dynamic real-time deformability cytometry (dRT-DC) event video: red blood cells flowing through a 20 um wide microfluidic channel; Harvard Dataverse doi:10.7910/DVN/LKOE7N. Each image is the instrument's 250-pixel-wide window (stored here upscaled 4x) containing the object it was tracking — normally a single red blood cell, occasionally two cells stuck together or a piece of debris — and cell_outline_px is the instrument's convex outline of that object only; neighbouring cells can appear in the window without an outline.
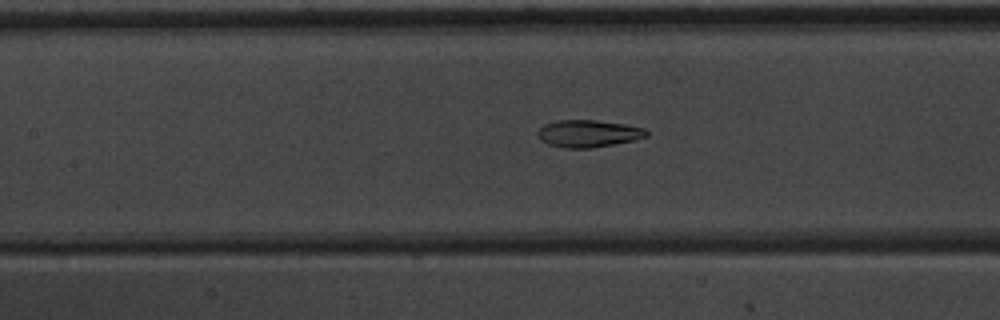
{"species": "common noctule bat (a hibernating species)", "species_latin": "Nyctalus noctula", "temperature_condition": "warm", "stored_images_in_passage": 42, "camera_frame_rate_fps": 3000, "um_per_image_px": 0.085, "animal": {"sex": "male", "body_mass_g": 20.1, "forearm_length_mm": 53.5}, "frame": {"image": 1, "passage_image": 14, "time_ms": 4.333, "image_size_px": [1000, 320], "cell_outline_px": [[648, 136], [632, 140], [592, 148], [564, 148], [548, 144], [540, 140], [536, 136], [536, 132], [544, 124], [556, 120], [596, 120], [624, 124], [644, 128], [648, 132]], "centroid_in_image_um": [49.95, 11.35], "position_along_channel_um": 157.5, "area_um2": 17.28}}
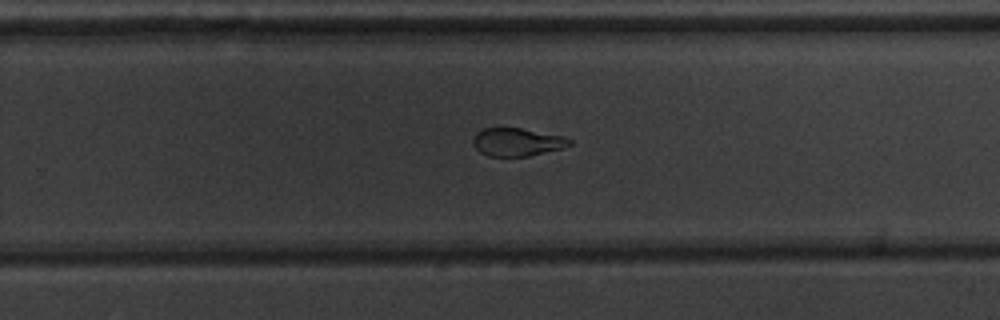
{"frame": {"image": 2, "passage_image": 24, "time_ms": 7.667, "image_size_px": [1000, 320], "cell_outline_px": [[572, 144], [564, 148], [528, 156], [488, 156], [480, 152], [472, 144], [472, 140], [476, 132], [484, 128], [520, 128], [564, 136], [572, 140]], "centroid_in_image_um": [43.96, 12.07], "position_along_channel_um": 285.8, "area_um2": 15.84}}
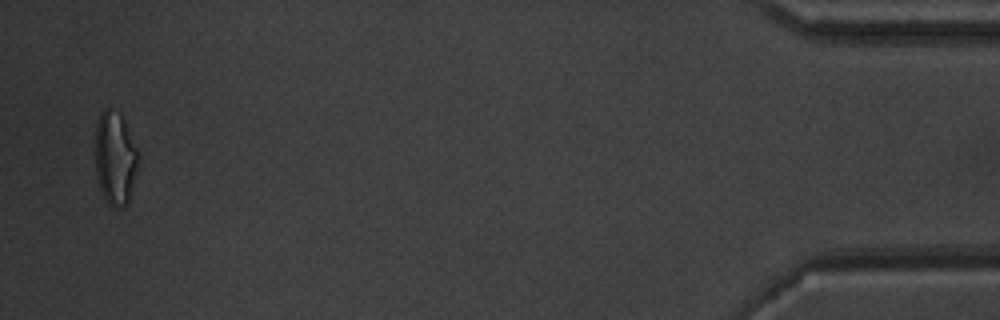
{"frame": {"image": 3, "passage_image": 41, "time_ms": 13.333, "image_size_px": [1000, 320], "cell_outline_px": [[140, 152], [128, 204], [120, 208], [116, 208], [108, 204], [100, 188], [96, 172], [96, 124], [100, 112], [104, 108], [108, 108], [120, 112]], "centroid_in_image_um": [9.8, 13.41], "position_along_channel_um": 425.4, "area_um2": 23.47}, "authors_computed_cell_mechanics": {"area_um2": 18.1492, "velocity_mm_per_s": 3.8636, "shape_relaxation_time_tau1_ms": 4.9902, "shape_relaxation_time_tau2_ms": 2.1453, "deformation_change_tau1": 0.1755, "deformation_change_tau2": 0.092}}